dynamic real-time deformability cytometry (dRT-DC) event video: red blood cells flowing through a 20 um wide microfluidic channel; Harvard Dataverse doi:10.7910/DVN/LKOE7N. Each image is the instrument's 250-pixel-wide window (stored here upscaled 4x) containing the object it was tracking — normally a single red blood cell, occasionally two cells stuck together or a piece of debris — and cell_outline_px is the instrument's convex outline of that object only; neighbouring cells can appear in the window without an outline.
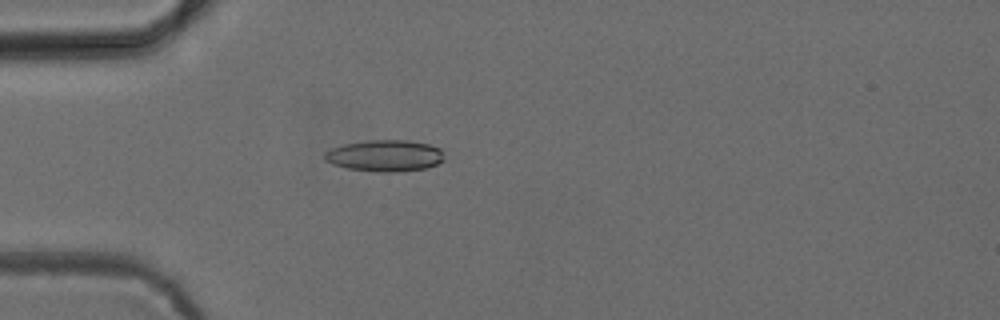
{"species": "common noctule bat (a hibernating species)", "species_latin": "Nyctalus noctula", "temperature_condition": "cold", "stored_images_in_passage": 51, "camera_frame_rate_fps": 3000, "um_per_image_px": 0.085, "animal": {"sex": "female", "body_mass_g": 24.6, "forearm_length_mm": 56.2}, "frame": {"image": 1, "passage_image": 15, "time_ms": 4.667, "image_size_px": [1000, 320], "cell_outline_px": [[444, 160], [436, 164], [424, 168], [396, 172], [380, 172], [348, 168], [332, 164], [324, 160], [324, 152], [332, 148], [344, 144], [368, 140], [408, 140], [428, 144], [440, 148], [444, 152]], "centroid_in_image_um": [32.72, 13.23], "position_along_channel_um": 52.3, "area_um2": 21.96}}
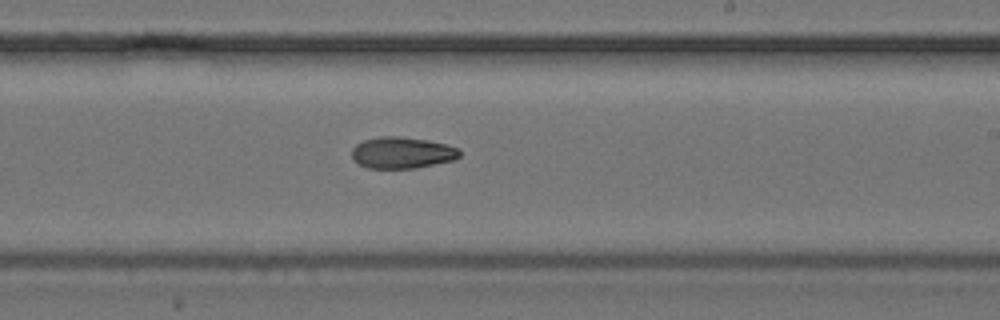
{"frame": {"image": 2, "passage_image": 31, "time_ms": 10.0, "image_size_px": [1000, 320], "cell_outline_px": [[460, 156], [456, 160], [416, 168], [368, 168], [360, 164], [352, 156], [352, 148], [356, 144], [364, 140], [380, 136], [400, 136], [428, 140], [460, 148]], "centroid_in_image_um": [34.21, 12.98], "position_along_channel_um": 254.8, "area_um2": 19.83}}
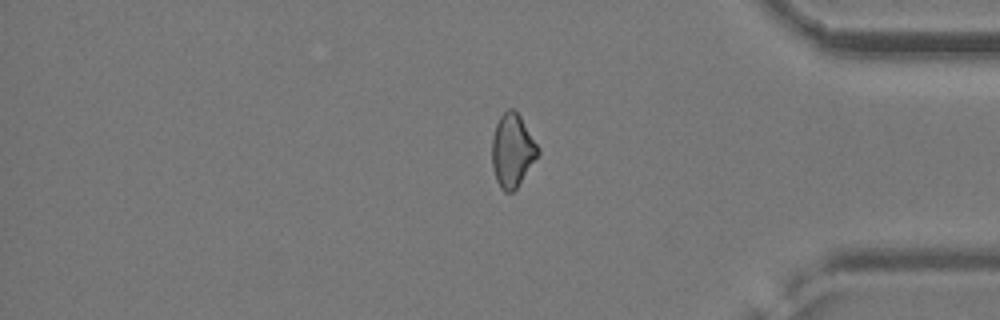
{"frame": {"image": 3, "passage_image": 43, "time_ms": 14.0, "image_size_px": [1000, 320], "cell_outline_px": [[540, 152], [516, 188], [512, 192], [504, 192], [500, 188], [496, 180], [492, 164], [492, 140], [496, 124], [500, 116], [508, 108], [512, 108], [520, 116], [540, 148]], "centroid_in_image_um": [43.54, 12.79], "position_along_channel_um": 391.7, "area_um2": 19.42}}